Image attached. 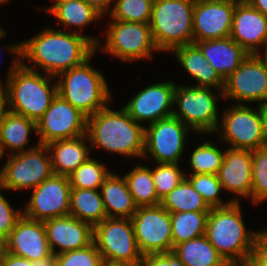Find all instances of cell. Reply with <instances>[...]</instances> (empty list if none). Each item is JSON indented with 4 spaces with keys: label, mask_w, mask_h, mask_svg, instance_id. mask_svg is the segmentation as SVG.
Wrapping results in <instances>:
<instances>
[{
    "label": "cell",
    "mask_w": 267,
    "mask_h": 266,
    "mask_svg": "<svg viewBox=\"0 0 267 266\" xmlns=\"http://www.w3.org/2000/svg\"><path fill=\"white\" fill-rule=\"evenodd\" d=\"M74 31L45 28L36 36L20 43V62L32 70L37 65L44 70L45 75L55 77L63 71L82 65L93 56L96 46L102 41L85 36L80 30ZM23 58L33 62V66L29 67Z\"/></svg>",
    "instance_id": "obj_1"
},
{
    "label": "cell",
    "mask_w": 267,
    "mask_h": 266,
    "mask_svg": "<svg viewBox=\"0 0 267 266\" xmlns=\"http://www.w3.org/2000/svg\"><path fill=\"white\" fill-rule=\"evenodd\" d=\"M6 49L17 55L6 77V98L7 108H9L7 110L37 122L58 94L57 81L53 86H50L49 82L56 77L48 74L45 76L35 69L26 68L18 57L20 44L6 47Z\"/></svg>",
    "instance_id": "obj_2"
},
{
    "label": "cell",
    "mask_w": 267,
    "mask_h": 266,
    "mask_svg": "<svg viewBox=\"0 0 267 266\" xmlns=\"http://www.w3.org/2000/svg\"><path fill=\"white\" fill-rule=\"evenodd\" d=\"M145 126L137 123L122 107L114 111L108 106L87 117L86 139L92 148L128 157L144 154ZM95 146V147H94Z\"/></svg>",
    "instance_id": "obj_3"
},
{
    "label": "cell",
    "mask_w": 267,
    "mask_h": 266,
    "mask_svg": "<svg viewBox=\"0 0 267 266\" xmlns=\"http://www.w3.org/2000/svg\"><path fill=\"white\" fill-rule=\"evenodd\" d=\"M244 225L239 202L211 208L205 236L225 261L246 262L252 253L256 232Z\"/></svg>",
    "instance_id": "obj_4"
},
{
    "label": "cell",
    "mask_w": 267,
    "mask_h": 266,
    "mask_svg": "<svg viewBox=\"0 0 267 266\" xmlns=\"http://www.w3.org/2000/svg\"><path fill=\"white\" fill-rule=\"evenodd\" d=\"M91 58L56 76L58 94L87 117L111 101V93L102 72L89 65Z\"/></svg>",
    "instance_id": "obj_5"
},
{
    "label": "cell",
    "mask_w": 267,
    "mask_h": 266,
    "mask_svg": "<svg viewBox=\"0 0 267 266\" xmlns=\"http://www.w3.org/2000/svg\"><path fill=\"white\" fill-rule=\"evenodd\" d=\"M194 7L193 0L153 1L149 26L158 52L194 43Z\"/></svg>",
    "instance_id": "obj_6"
},
{
    "label": "cell",
    "mask_w": 267,
    "mask_h": 266,
    "mask_svg": "<svg viewBox=\"0 0 267 266\" xmlns=\"http://www.w3.org/2000/svg\"><path fill=\"white\" fill-rule=\"evenodd\" d=\"M37 144L10 155L0 169L1 191L33 189L54 174L47 146Z\"/></svg>",
    "instance_id": "obj_7"
},
{
    "label": "cell",
    "mask_w": 267,
    "mask_h": 266,
    "mask_svg": "<svg viewBox=\"0 0 267 266\" xmlns=\"http://www.w3.org/2000/svg\"><path fill=\"white\" fill-rule=\"evenodd\" d=\"M222 114V124L219 123L216 133H221V141L228 142L229 148L253 151L264 147L265 106H258L256 111L238 103L224 109Z\"/></svg>",
    "instance_id": "obj_8"
},
{
    "label": "cell",
    "mask_w": 267,
    "mask_h": 266,
    "mask_svg": "<svg viewBox=\"0 0 267 266\" xmlns=\"http://www.w3.org/2000/svg\"><path fill=\"white\" fill-rule=\"evenodd\" d=\"M93 242L103 261L142 265L131 219L105 218L93 227Z\"/></svg>",
    "instance_id": "obj_9"
},
{
    "label": "cell",
    "mask_w": 267,
    "mask_h": 266,
    "mask_svg": "<svg viewBox=\"0 0 267 266\" xmlns=\"http://www.w3.org/2000/svg\"><path fill=\"white\" fill-rule=\"evenodd\" d=\"M217 95L211 87L175 86L173 116L196 133H216L219 125Z\"/></svg>",
    "instance_id": "obj_10"
},
{
    "label": "cell",
    "mask_w": 267,
    "mask_h": 266,
    "mask_svg": "<svg viewBox=\"0 0 267 266\" xmlns=\"http://www.w3.org/2000/svg\"><path fill=\"white\" fill-rule=\"evenodd\" d=\"M113 21V22H112ZM108 23L106 42L98 47L119 60L136 61L152 58V51H158L149 24L112 19Z\"/></svg>",
    "instance_id": "obj_11"
},
{
    "label": "cell",
    "mask_w": 267,
    "mask_h": 266,
    "mask_svg": "<svg viewBox=\"0 0 267 266\" xmlns=\"http://www.w3.org/2000/svg\"><path fill=\"white\" fill-rule=\"evenodd\" d=\"M143 256L173 250L170 212L161 205L138 207L130 218Z\"/></svg>",
    "instance_id": "obj_12"
},
{
    "label": "cell",
    "mask_w": 267,
    "mask_h": 266,
    "mask_svg": "<svg viewBox=\"0 0 267 266\" xmlns=\"http://www.w3.org/2000/svg\"><path fill=\"white\" fill-rule=\"evenodd\" d=\"M39 144L73 139L87 133V116L57 94L50 107L36 122Z\"/></svg>",
    "instance_id": "obj_13"
},
{
    "label": "cell",
    "mask_w": 267,
    "mask_h": 266,
    "mask_svg": "<svg viewBox=\"0 0 267 266\" xmlns=\"http://www.w3.org/2000/svg\"><path fill=\"white\" fill-rule=\"evenodd\" d=\"M191 130L175 116L145 127L144 154L158 163H179L184 153L187 132Z\"/></svg>",
    "instance_id": "obj_14"
},
{
    "label": "cell",
    "mask_w": 267,
    "mask_h": 266,
    "mask_svg": "<svg viewBox=\"0 0 267 266\" xmlns=\"http://www.w3.org/2000/svg\"><path fill=\"white\" fill-rule=\"evenodd\" d=\"M226 97L267 107V70L257 54H249L224 80L223 98Z\"/></svg>",
    "instance_id": "obj_15"
},
{
    "label": "cell",
    "mask_w": 267,
    "mask_h": 266,
    "mask_svg": "<svg viewBox=\"0 0 267 266\" xmlns=\"http://www.w3.org/2000/svg\"><path fill=\"white\" fill-rule=\"evenodd\" d=\"M71 189L67 176L53 174L32 189L31 199L23 215L37 221L69 215Z\"/></svg>",
    "instance_id": "obj_16"
},
{
    "label": "cell",
    "mask_w": 267,
    "mask_h": 266,
    "mask_svg": "<svg viewBox=\"0 0 267 266\" xmlns=\"http://www.w3.org/2000/svg\"><path fill=\"white\" fill-rule=\"evenodd\" d=\"M238 1H196L193 11L194 42L230 37L233 14Z\"/></svg>",
    "instance_id": "obj_17"
},
{
    "label": "cell",
    "mask_w": 267,
    "mask_h": 266,
    "mask_svg": "<svg viewBox=\"0 0 267 266\" xmlns=\"http://www.w3.org/2000/svg\"><path fill=\"white\" fill-rule=\"evenodd\" d=\"M175 86L172 81L149 85L137 92L123 108L139 124L149 121L150 125L173 116Z\"/></svg>",
    "instance_id": "obj_18"
},
{
    "label": "cell",
    "mask_w": 267,
    "mask_h": 266,
    "mask_svg": "<svg viewBox=\"0 0 267 266\" xmlns=\"http://www.w3.org/2000/svg\"><path fill=\"white\" fill-rule=\"evenodd\" d=\"M7 252L35 261L52 254L43 221L22 215L7 236Z\"/></svg>",
    "instance_id": "obj_19"
},
{
    "label": "cell",
    "mask_w": 267,
    "mask_h": 266,
    "mask_svg": "<svg viewBox=\"0 0 267 266\" xmlns=\"http://www.w3.org/2000/svg\"><path fill=\"white\" fill-rule=\"evenodd\" d=\"M230 37L249 54H258L259 47L267 49V16L239 0L235 6ZM260 45V46H259Z\"/></svg>",
    "instance_id": "obj_20"
},
{
    "label": "cell",
    "mask_w": 267,
    "mask_h": 266,
    "mask_svg": "<svg viewBox=\"0 0 267 266\" xmlns=\"http://www.w3.org/2000/svg\"><path fill=\"white\" fill-rule=\"evenodd\" d=\"M44 222L47 242L52 253L58 255L87 247L93 242V227L74 216L56 217ZM59 246V251H55Z\"/></svg>",
    "instance_id": "obj_21"
},
{
    "label": "cell",
    "mask_w": 267,
    "mask_h": 266,
    "mask_svg": "<svg viewBox=\"0 0 267 266\" xmlns=\"http://www.w3.org/2000/svg\"><path fill=\"white\" fill-rule=\"evenodd\" d=\"M217 176L224 190L251 197L252 151L228 148Z\"/></svg>",
    "instance_id": "obj_22"
},
{
    "label": "cell",
    "mask_w": 267,
    "mask_h": 266,
    "mask_svg": "<svg viewBox=\"0 0 267 266\" xmlns=\"http://www.w3.org/2000/svg\"><path fill=\"white\" fill-rule=\"evenodd\" d=\"M205 59L225 80L248 57L249 53L231 37L194 42Z\"/></svg>",
    "instance_id": "obj_23"
},
{
    "label": "cell",
    "mask_w": 267,
    "mask_h": 266,
    "mask_svg": "<svg viewBox=\"0 0 267 266\" xmlns=\"http://www.w3.org/2000/svg\"><path fill=\"white\" fill-rule=\"evenodd\" d=\"M180 65L198 83L196 87H211L218 89L223 97L224 80L216 72L215 68L205 59L200 48L195 44H187L173 49Z\"/></svg>",
    "instance_id": "obj_24"
},
{
    "label": "cell",
    "mask_w": 267,
    "mask_h": 266,
    "mask_svg": "<svg viewBox=\"0 0 267 266\" xmlns=\"http://www.w3.org/2000/svg\"><path fill=\"white\" fill-rule=\"evenodd\" d=\"M86 135L73 138L56 140L48 143L52 170L55 175L69 176L82 163L87 161L91 147L85 145Z\"/></svg>",
    "instance_id": "obj_25"
},
{
    "label": "cell",
    "mask_w": 267,
    "mask_h": 266,
    "mask_svg": "<svg viewBox=\"0 0 267 266\" xmlns=\"http://www.w3.org/2000/svg\"><path fill=\"white\" fill-rule=\"evenodd\" d=\"M100 189L107 217L130 219L134 215L138 207L124 177L110 173Z\"/></svg>",
    "instance_id": "obj_26"
},
{
    "label": "cell",
    "mask_w": 267,
    "mask_h": 266,
    "mask_svg": "<svg viewBox=\"0 0 267 266\" xmlns=\"http://www.w3.org/2000/svg\"><path fill=\"white\" fill-rule=\"evenodd\" d=\"M31 131L36 132V122L7 110L0 123V150L4 155L5 148L11 150V154L24 152L28 145ZM13 151V152H12Z\"/></svg>",
    "instance_id": "obj_27"
},
{
    "label": "cell",
    "mask_w": 267,
    "mask_h": 266,
    "mask_svg": "<svg viewBox=\"0 0 267 266\" xmlns=\"http://www.w3.org/2000/svg\"><path fill=\"white\" fill-rule=\"evenodd\" d=\"M100 189H71L70 214L92 227L107 218Z\"/></svg>",
    "instance_id": "obj_28"
},
{
    "label": "cell",
    "mask_w": 267,
    "mask_h": 266,
    "mask_svg": "<svg viewBox=\"0 0 267 266\" xmlns=\"http://www.w3.org/2000/svg\"><path fill=\"white\" fill-rule=\"evenodd\" d=\"M172 251L184 266H220L225 261L205 235L177 244Z\"/></svg>",
    "instance_id": "obj_29"
},
{
    "label": "cell",
    "mask_w": 267,
    "mask_h": 266,
    "mask_svg": "<svg viewBox=\"0 0 267 266\" xmlns=\"http://www.w3.org/2000/svg\"><path fill=\"white\" fill-rule=\"evenodd\" d=\"M160 205L170 213L210 212L211 210L186 178L161 200Z\"/></svg>",
    "instance_id": "obj_30"
},
{
    "label": "cell",
    "mask_w": 267,
    "mask_h": 266,
    "mask_svg": "<svg viewBox=\"0 0 267 266\" xmlns=\"http://www.w3.org/2000/svg\"><path fill=\"white\" fill-rule=\"evenodd\" d=\"M62 23L64 27L76 26L79 28L89 25L103 16L93 6L83 0L70 1L66 3H54L45 9Z\"/></svg>",
    "instance_id": "obj_31"
},
{
    "label": "cell",
    "mask_w": 267,
    "mask_h": 266,
    "mask_svg": "<svg viewBox=\"0 0 267 266\" xmlns=\"http://www.w3.org/2000/svg\"><path fill=\"white\" fill-rule=\"evenodd\" d=\"M123 177L137 207L161 204L155 190L152 169L139 164Z\"/></svg>",
    "instance_id": "obj_32"
},
{
    "label": "cell",
    "mask_w": 267,
    "mask_h": 266,
    "mask_svg": "<svg viewBox=\"0 0 267 266\" xmlns=\"http://www.w3.org/2000/svg\"><path fill=\"white\" fill-rule=\"evenodd\" d=\"M209 212L170 213L173 247L205 235Z\"/></svg>",
    "instance_id": "obj_33"
},
{
    "label": "cell",
    "mask_w": 267,
    "mask_h": 266,
    "mask_svg": "<svg viewBox=\"0 0 267 266\" xmlns=\"http://www.w3.org/2000/svg\"><path fill=\"white\" fill-rule=\"evenodd\" d=\"M110 173L104 164L91 157L72 172L68 178L71 188L100 189Z\"/></svg>",
    "instance_id": "obj_34"
},
{
    "label": "cell",
    "mask_w": 267,
    "mask_h": 266,
    "mask_svg": "<svg viewBox=\"0 0 267 266\" xmlns=\"http://www.w3.org/2000/svg\"><path fill=\"white\" fill-rule=\"evenodd\" d=\"M225 151L217 148L212 142L205 141L197 146L190 157L191 174H218L224 159Z\"/></svg>",
    "instance_id": "obj_35"
},
{
    "label": "cell",
    "mask_w": 267,
    "mask_h": 266,
    "mask_svg": "<svg viewBox=\"0 0 267 266\" xmlns=\"http://www.w3.org/2000/svg\"><path fill=\"white\" fill-rule=\"evenodd\" d=\"M154 0H116L110 18L119 21L149 24Z\"/></svg>",
    "instance_id": "obj_36"
},
{
    "label": "cell",
    "mask_w": 267,
    "mask_h": 266,
    "mask_svg": "<svg viewBox=\"0 0 267 266\" xmlns=\"http://www.w3.org/2000/svg\"><path fill=\"white\" fill-rule=\"evenodd\" d=\"M189 179L193 188L203 197L207 204L211 207H224L230 205L232 202H239L238 199H233L228 202H222L218 197L223 187L219 182L216 174H191Z\"/></svg>",
    "instance_id": "obj_37"
},
{
    "label": "cell",
    "mask_w": 267,
    "mask_h": 266,
    "mask_svg": "<svg viewBox=\"0 0 267 266\" xmlns=\"http://www.w3.org/2000/svg\"><path fill=\"white\" fill-rule=\"evenodd\" d=\"M152 176L158 199L161 201L188 175L180 170L179 163H158L152 170Z\"/></svg>",
    "instance_id": "obj_38"
},
{
    "label": "cell",
    "mask_w": 267,
    "mask_h": 266,
    "mask_svg": "<svg viewBox=\"0 0 267 266\" xmlns=\"http://www.w3.org/2000/svg\"><path fill=\"white\" fill-rule=\"evenodd\" d=\"M254 204L267 200V148L252 151V190Z\"/></svg>",
    "instance_id": "obj_39"
},
{
    "label": "cell",
    "mask_w": 267,
    "mask_h": 266,
    "mask_svg": "<svg viewBox=\"0 0 267 266\" xmlns=\"http://www.w3.org/2000/svg\"><path fill=\"white\" fill-rule=\"evenodd\" d=\"M103 258L94 242L85 248L56 255V266H101Z\"/></svg>",
    "instance_id": "obj_40"
},
{
    "label": "cell",
    "mask_w": 267,
    "mask_h": 266,
    "mask_svg": "<svg viewBox=\"0 0 267 266\" xmlns=\"http://www.w3.org/2000/svg\"><path fill=\"white\" fill-rule=\"evenodd\" d=\"M22 215V210L15 211L7 199L0 193V233L7 237Z\"/></svg>",
    "instance_id": "obj_41"
},
{
    "label": "cell",
    "mask_w": 267,
    "mask_h": 266,
    "mask_svg": "<svg viewBox=\"0 0 267 266\" xmlns=\"http://www.w3.org/2000/svg\"><path fill=\"white\" fill-rule=\"evenodd\" d=\"M245 263H267V230L257 231L251 255Z\"/></svg>",
    "instance_id": "obj_42"
},
{
    "label": "cell",
    "mask_w": 267,
    "mask_h": 266,
    "mask_svg": "<svg viewBox=\"0 0 267 266\" xmlns=\"http://www.w3.org/2000/svg\"><path fill=\"white\" fill-rule=\"evenodd\" d=\"M141 266H184V264L173 251H170L143 256Z\"/></svg>",
    "instance_id": "obj_43"
},
{
    "label": "cell",
    "mask_w": 267,
    "mask_h": 266,
    "mask_svg": "<svg viewBox=\"0 0 267 266\" xmlns=\"http://www.w3.org/2000/svg\"><path fill=\"white\" fill-rule=\"evenodd\" d=\"M0 266H36L34 261H29L26 258L18 257L6 252L0 258Z\"/></svg>",
    "instance_id": "obj_44"
},
{
    "label": "cell",
    "mask_w": 267,
    "mask_h": 266,
    "mask_svg": "<svg viewBox=\"0 0 267 266\" xmlns=\"http://www.w3.org/2000/svg\"><path fill=\"white\" fill-rule=\"evenodd\" d=\"M83 1L93 6L102 15L106 14L107 12L110 13L113 8V7H110L113 0H83Z\"/></svg>",
    "instance_id": "obj_45"
},
{
    "label": "cell",
    "mask_w": 267,
    "mask_h": 266,
    "mask_svg": "<svg viewBox=\"0 0 267 266\" xmlns=\"http://www.w3.org/2000/svg\"><path fill=\"white\" fill-rule=\"evenodd\" d=\"M7 109L8 108H7V98H6V87L5 84L4 86L2 85V81L0 80V123Z\"/></svg>",
    "instance_id": "obj_46"
},
{
    "label": "cell",
    "mask_w": 267,
    "mask_h": 266,
    "mask_svg": "<svg viewBox=\"0 0 267 266\" xmlns=\"http://www.w3.org/2000/svg\"><path fill=\"white\" fill-rule=\"evenodd\" d=\"M251 7L259 10L263 15L267 16V0H244Z\"/></svg>",
    "instance_id": "obj_47"
},
{
    "label": "cell",
    "mask_w": 267,
    "mask_h": 266,
    "mask_svg": "<svg viewBox=\"0 0 267 266\" xmlns=\"http://www.w3.org/2000/svg\"><path fill=\"white\" fill-rule=\"evenodd\" d=\"M36 266H56V254L52 253L51 255L35 260Z\"/></svg>",
    "instance_id": "obj_48"
},
{
    "label": "cell",
    "mask_w": 267,
    "mask_h": 266,
    "mask_svg": "<svg viewBox=\"0 0 267 266\" xmlns=\"http://www.w3.org/2000/svg\"><path fill=\"white\" fill-rule=\"evenodd\" d=\"M7 237L0 233V258L7 252Z\"/></svg>",
    "instance_id": "obj_49"
},
{
    "label": "cell",
    "mask_w": 267,
    "mask_h": 266,
    "mask_svg": "<svg viewBox=\"0 0 267 266\" xmlns=\"http://www.w3.org/2000/svg\"><path fill=\"white\" fill-rule=\"evenodd\" d=\"M220 266H246L245 262L240 261H224Z\"/></svg>",
    "instance_id": "obj_50"
},
{
    "label": "cell",
    "mask_w": 267,
    "mask_h": 266,
    "mask_svg": "<svg viewBox=\"0 0 267 266\" xmlns=\"http://www.w3.org/2000/svg\"><path fill=\"white\" fill-rule=\"evenodd\" d=\"M101 266H132V265L125 263H118V262L103 261Z\"/></svg>",
    "instance_id": "obj_51"
},
{
    "label": "cell",
    "mask_w": 267,
    "mask_h": 266,
    "mask_svg": "<svg viewBox=\"0 0 267 266\" xmlns=\"http://www.w3.org/2000/svg\"><path fill=\"white\" fill-rule=\"evenodd\" d=\"M266 119H265V142L264 147L267 148V107H265Z\"/></svg>",
    "instance_id": "obj_52"
},
{
    "label": "cell",
    "mask_w": 267,
    "mask_h": 266,
    "mask_svg": "<svg viewBox=\"0 0 267 266\" xmlns=\"http://www.w3.org/2000/svg\"><path fill=\"white\" fill-rule=\"evenodd\" d=\"M257 55L262 59L264 65L266 67V70H267V49L264 50V56L261 57L260 56L261 55L260 53H258Z\"/></svg>",
    "instance_id": "obj_53"
},
{
    "label": "cell",
    "mask_w": 267,
    "mask_h": 266,
    "mask_svg": "<svg viewBox=\"0 0 267 266\" xmlns=\"http://www.w3.org/2000/svg\"><path fill=\"white\" fill-rule=\"evenodd\" d=\"M246 266H267V263H245Z\"/></svg>",
    "instance_id": "obj_54"
},
{
    "label": "cell",
    "mask_w": 267,
    "mask_h": 266,
    "mask_svg": "<svg viewBox=\"0 0 267 266\" xmlns=\"http://www.w3.org/2000/svg\"><path fill=\"white\" fill-rule=\"evenodd\" d=\"M54 1H56L55 3H66L70 1H76V0H54Z\"/></svg>",
    "instance_id": "obj_55"
},
{
    "label": "cell",
    "mask_w": 267,
    "mask_h": 266,
    "mask_svg": "<svg viewBox=\"0 0 267 266\" xmlns=\"http://www.w3.org/2000/svg\"><path fill=\"white\" fill-rule=\"evenodd\" d=\"M5 35H6V32H5L4 30H2V28H1V26H0V39H1L2 37H5Z\"/></svg>",
    "instance_id": "obj_56"
},
{
    "label": "cell",
    "mask_w": 267,
    "mask_h": 266,
    "mask_svg": "<svg viewBox=\"0 0 267 266\" xmlns=\"http://www.w3.org/2000/svg\"><path fill=\"white\" fill-rule=\"evenodd\" d=\"M6 2H8V0H0V4L6 3Z\"/></svg>",
    "instance_id": "obj_57"
},
{
    "label": "cell",
    "mask_w": 267,
    "mask_h": 266,
    "mask_svg": "<svg viewBox=\"0 0 267 266\" xmlns=\"http://www.w3.org/2000/svg\"><path fill=\"white\" fill-rule=\"evenodd\" d=\"M2 156H3V155H2L1 150H0V159L3 158Z\"/></svg>",
    "instance_id": "obj_58"
}]
</instances>
